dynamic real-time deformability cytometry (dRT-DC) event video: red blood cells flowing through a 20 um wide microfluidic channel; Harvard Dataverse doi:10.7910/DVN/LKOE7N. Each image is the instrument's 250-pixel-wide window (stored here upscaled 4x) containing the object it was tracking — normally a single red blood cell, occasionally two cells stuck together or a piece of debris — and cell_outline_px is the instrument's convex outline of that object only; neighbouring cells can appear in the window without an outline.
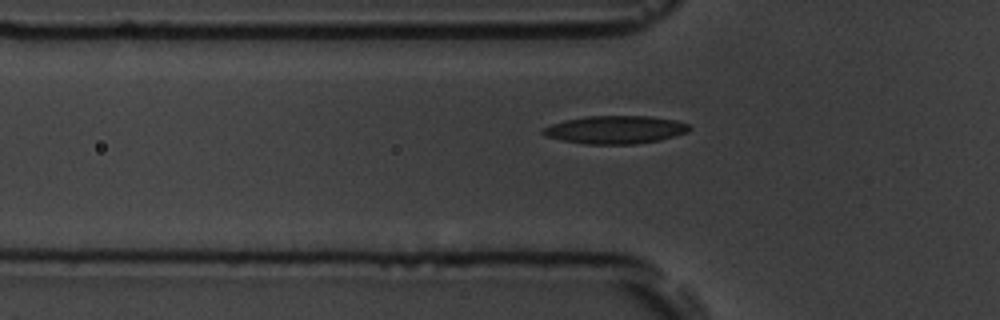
{"species": "common noctule bat (a hibernating species)", "species_latin": "Nyctalus noctula", "temperature_condition": "room temperature", "stored_images_in_passage": 40, "camera_frame_rate_fps": 3000, "um_per_image_px": 0.085, "animal": {"sex": "male", "body_mass_g": 19.5, "forearm_length_mm": 54.6}, "frame": {"image": 1, "passage_image": 8, "time_ms": 2.333, "image_size_px": [1000, 320], "cell_outline_px": [[692, 128], [688, 132], [660, 140], [636, 144], [588, 144], [564, 140], [544, 136], [540, 132], [540, 128], [564, 120], [588, 116], [648, 116], [676, 120], [688, 124]], "centroid_in_image_um": [52.29, 11.02], "position_along_channel_um": 73.5, "area_um2": 23.93}}
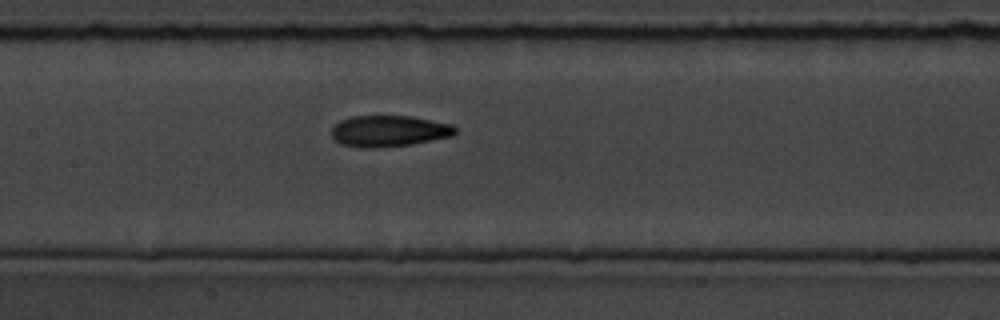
{"frame": {"image": 2, "passage_image": 16, "time_ms": 5.0, "image_size_px": [1000, 320], "cell_outline_px": [[456, 132], [452, 136], [412, 144], [372, 148], [360, 148], [340, 144], [332, 136], [332, 128], [340, 120], [352, 116], [412, 116], [452, 124], [456, 128]], "centroid_in_image_um": [33.06, 11.14], "position_along_channel_um": 174.3, "area_um2": 22.54}}
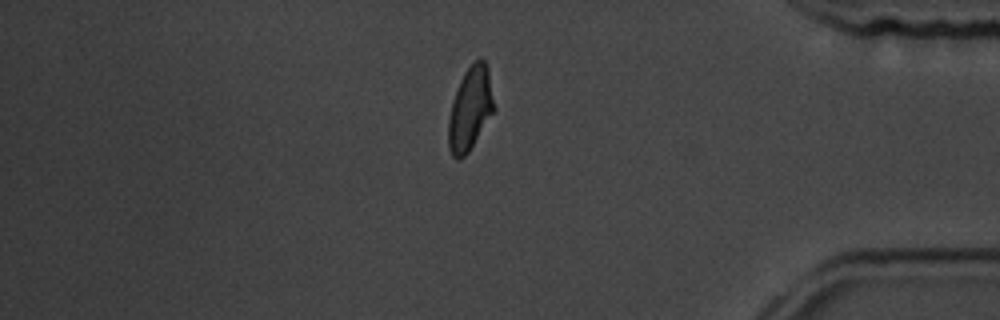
{"frame": {"image": 3, "passage_image": 36, "time_ms": 11.667, "image_size_px": [1000, 320], "cell_outline_px": [[496, 108], [468, 152], [460, 160], [456, 160], [452, 156], [448, 148], [448, 120], [452, 104], [460, 80], [464, 72], [480, 56], [484, 60], [488, 68]], "centroid_in_image_um": [39.97, 9.25], "position_along_channel_um": 395.2, "area_um2": 22.14}}